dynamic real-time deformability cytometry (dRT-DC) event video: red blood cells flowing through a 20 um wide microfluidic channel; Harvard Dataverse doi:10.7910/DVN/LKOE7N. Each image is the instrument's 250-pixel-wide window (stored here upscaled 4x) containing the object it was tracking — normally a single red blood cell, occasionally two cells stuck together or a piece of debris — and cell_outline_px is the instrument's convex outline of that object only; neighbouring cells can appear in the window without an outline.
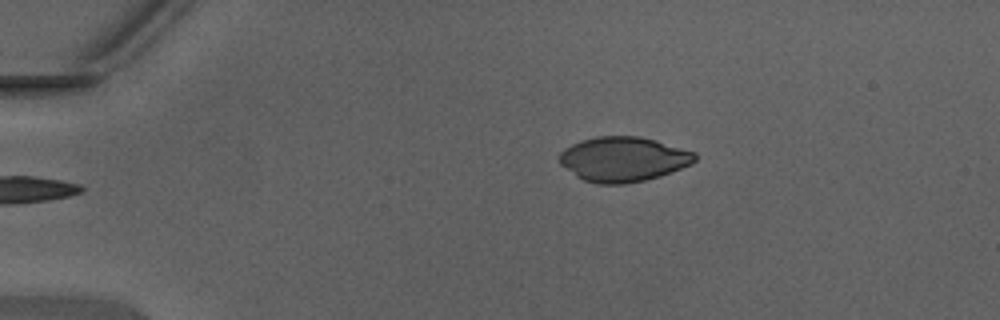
{"species": "Egyptian fruit bat (a non-hibernating species)", "species_latin": "Rousettus aegyptiacus", "temperature_condition": "warm", "stored_images_in_passage": 38, "camera_frame_rate_fps": 3000, "um_per_image_px": 0.085, "animal": {"sex": "male"}, "frame": {"image": 1, "passage_image": 1, "time_ms": 0.0, "image_size_px": [1000, 320], "cell_outline_px": [[696, 160], [692, 164], [660, 176], [644, 180], [624, 184], [596, 184], [584, 180], [576, 176], [560, 164], [560, 152], [564, 148], [580, 140], [596, 136], [640, 136], [656, 140], [696, 152]], "centroid_in_image_um": [52.98, 13.52], "position_along_channel_um": 32.0, "area_um2": 35.49}}